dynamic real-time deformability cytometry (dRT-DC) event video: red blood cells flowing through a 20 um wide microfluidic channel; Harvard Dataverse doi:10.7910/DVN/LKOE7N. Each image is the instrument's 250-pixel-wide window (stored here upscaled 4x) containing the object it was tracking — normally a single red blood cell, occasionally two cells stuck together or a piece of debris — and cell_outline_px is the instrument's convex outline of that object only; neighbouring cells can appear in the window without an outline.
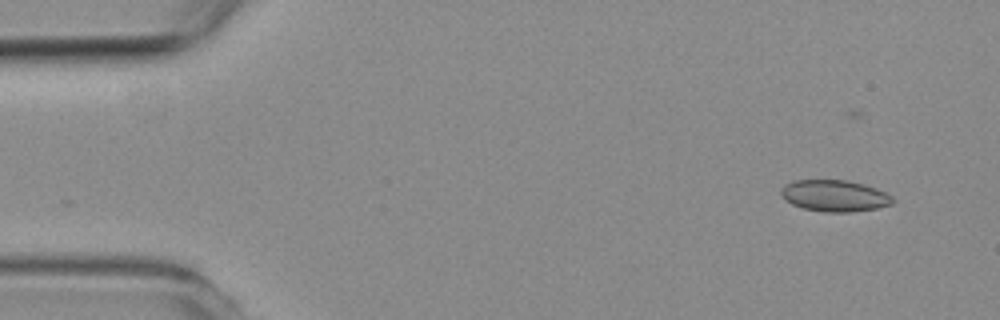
{"species": "common noctule bat (a hibernating species)", "species_latin": "Nyctalus noctula", "temperature_condition": "room temperature", "stored_images_in_passage": 10, "camera_frame_rate_fps": 3000, "um_per_image_px": 0.085, "animal": {"sex": "female", "body_mass_g": 19.3, "forearm_length_mm": 54.1}, "frame": {"image": 1, "passage_image": 2, "time_ms": 1.333, "image_size_px": [1000, 320], "cell_outline_px": [[896, 200], [892, 204], [876, 208], [852, 212], [824, 212], [804, 208], [792, 204], [784, 200], [780, 196], [780, 192], [784, 184], [792, 180], [848, 180], [864, 184], [876, 188], [892, 196]], "centroid_in_image_um": [70.92, 16.63], "position_along_channel_um": 14.1, "area_um2": 20.69}}
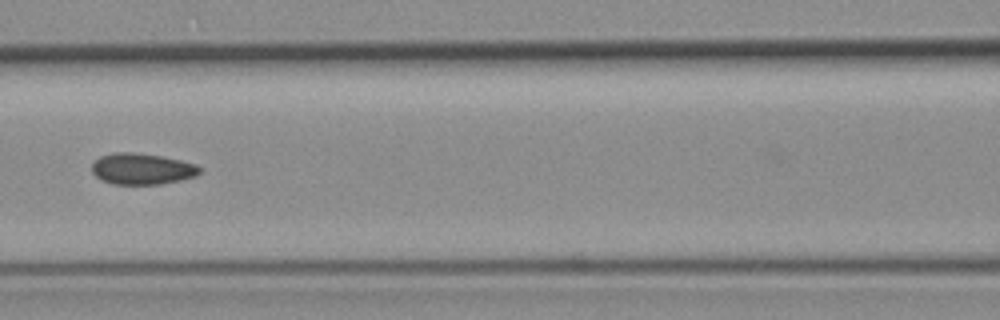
{"frame": {"image": 2, "passage_image": 7, "time_ms": 8.0, "image_size_px": [1000, 320], "cell_outline_px": [[200, 172], [196, 176], [180, 180], [160, 184], [112, 184], [100, 180], [92, 172], [92, 164], [100, 156], [112, 152], [132, 152], [160, 156], [180, 160], [196, 164], [200, 168]], "centroid_in_image_um": [12.04, 14.35], "position_along_channel_um": 154.6, "area_um2": 19.59}}
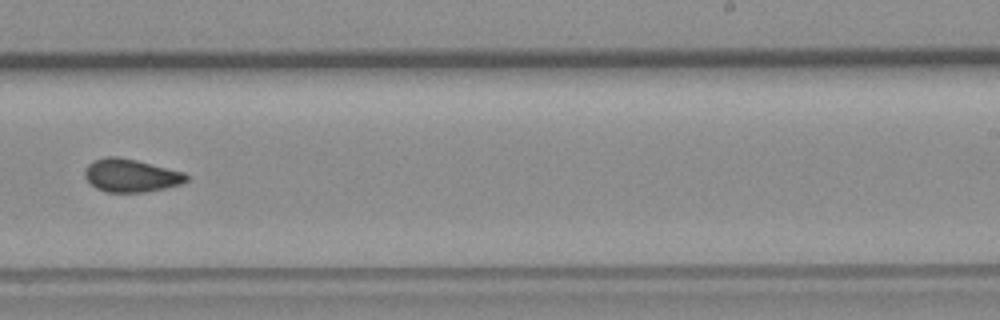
{"frame": {"image": 3, "passage_image": 10, "time_ms": 11.333, "image_size_px": [1000, 320], "cell_outline_px": [[188, 180], [180, 184], [164, 188], [144, 192], [108, 192], [96, 188], [84, 176], [84, 172], [88, 164], [92, 160], [104, 156], [116, 156], [136, 160], [184, 172], [188, 176]], "centroid_in_image_um": [11.11, 14.9], "position_along_channel_um": 277.9, "area_um2": 19.48}}